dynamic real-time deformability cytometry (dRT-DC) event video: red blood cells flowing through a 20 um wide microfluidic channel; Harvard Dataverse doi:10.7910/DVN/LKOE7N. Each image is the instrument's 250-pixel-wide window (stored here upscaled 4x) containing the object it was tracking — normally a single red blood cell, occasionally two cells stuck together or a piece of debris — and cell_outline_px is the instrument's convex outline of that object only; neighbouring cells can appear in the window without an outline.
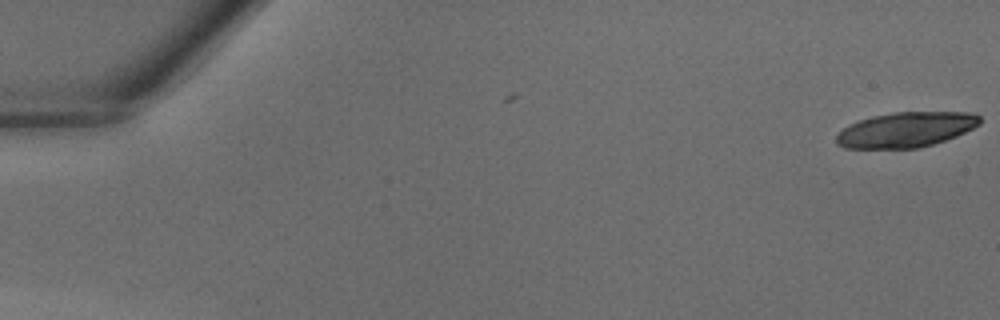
{"species": "common noctule bat (a hibernating species)", "species_latin": "Nyctalus noctula", "temperature_condition": "warm", "stored_images_in_passage": 4, "camera_frame_rate_fps": 3000, "um_per_image_px": 0.085, "animal": {"sex": "male", "body_mass_g": 18.8}, "frame": {"image": 1, "passage_image": 1, "time_ms": 0.0, "image_size_px": [1000, 320], "cell_outline_px": [[980, 124], [956, 136], [920, 148], [844, 148], [836, 144], [836, 136], [844, 128], [860, 120], [872, 116], [892, 112], [972, 112], [980, 116]], "centroid_in_image_um": [77.01, 11.02], "position_along_channel_um": 8.0, "area_um2": 29.19}}